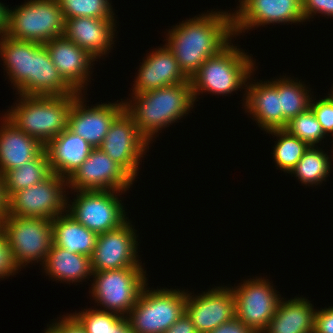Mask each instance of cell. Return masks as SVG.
<instances>
[{"label": "cell", "mask_w": 333, "mask_h": 333, "mask_svg": "<svg viewBox=\"0 0 333 333\" xmlns=\"http://www.w3.org/2000/svg\"><path fill=\"white\" fill-rule=\"evenodd\" d=\"M171 27L164 41L188 80L208 58L217 55L234 37L232 13L223 10L212 9Z\"/></svg>", "instance_id": "obj_1"}, {"label": "cell", "mask_w": 333, "mask_h": 333, "mask_svg": "<svg viewBox=\"0 0 333 333\" xmlns=\"http://www.w3.org/2000/svg\"><path fill=\"white\" fill-rule=\"evenodd\" d=\"M129 100V101H128ZM190 80L186 83L133 94L124 100V110L140 133L151 143L159 131L188 116L194 107Z\"/></svg>", "instance_id": "obj_2"}, {"label": "cell", "mask_w": 333, "mask_h": 333, "mask_svg": "<svg viewBox=\"0 0 333 333\" xmlns=\"http://www.w3.org/2000/svg\"><path fill=\"white\" fill-rule=\"evenodd\" d=\"M81 93L65 96L18 95L4 116L18 129L38 139L45 147L67 129L68 114Z\"/></svg>", "instance_id": "obj_3"}, {"label": "cell", "mask_w": 333, "mask_h": 333, "mask_svg": "<svg viewBox=\"0 0 333 333\" xmlns=\"http://www.w3.org/2000/svg\"><path fill=\"white\" fill-rule=\"evenodd\" d=\"M237 47L230 42L200 66L198 72L190 79L194 101H198L196 99L200 93L226 96L238 89H246V82L256 70V63L252 54L249 55Z\"/></svg>", "instance_id": "obj_4"}, {"label": "cell", "mask_w": 333, "mask_h": 333, "mask_svg": "<svg viewBox=\"0 0 333 333\" xmlns=\"http://www.w3.org/2000/svg\"><path fill=\"white\" fill-rule=\"evenodd\" d=\"M14 264L21 271L28 264L43 265L53 244L52 220L7 214L0 222Z\"/></svg>", "instance_id": "obj_5"}, {"label": "cell", "mask_w": 333, "mask_h": 333, "mask_svg": "<svg viewBox=\"0 0 333 333\" xmlns=\"http://www.w3.org/2000/svg\"><path fill=\"white\" fill-rule=\"evenodd\" d=\"M14 8H8L6 36L40 44L63 36L65 19L57 0H27Z\"/></svg>", "instance_id": "obj_6"}, {"label": "cell", "mask_w": 333, "mask_h": 333, "mask_svg": "<svg viewBox=\"0 0 333 333\" xmlns=\"http://www.w3.org/2000/svg\"><path fill=\"white\" fill-rule=\"evenodd\" d=\"M147 286L127 318L133 333H164L184 314L187 290Z\"/></svg>", "instance_id": "obj_7"}, {"label": "cell", "mask_w": 333, "mask_h": 333, "mask_svg": "<svg viewBox=\"0 0 333 333\" xmlns=\"http://www.w3.org/2000/svg\"><path fill=\"white\" fill-rule=\"evenodd\" d=\"M143 267H128L102 272H93V283L89 291L100 305V310L127 317L147 284Z\"/></svg>", "instance_id": "obj_8"}, {"label": "cell", "mask_w": 333, "mask_h": 333, "mask_svg": "<svg viewBox=\"0 0 333 333\" xmlns=\"http://www.w3.org/2000/svg\"><path fill=\"white\" fill-rule=\"evenodd\" d=\"M74 192H77V194L73 198V202L69 201L70 197L67 195L66 212L97 235L115 230L129 220L122 200L119 198L126 191L92 190Z\"/></svg>", "instance_id": "obj_9"}, {"label": "cell", "mask_w": 333, "mask_h": 333, "mask_svg": "<svg viewBox=\"0 0 333 333\" xmlns=\"http://www.w3.org/2000/svg\"><path fill=\"white\" fill-rule=\"evenodd\" d=\"M67 188L66 178L52 173L42 182L15 192L8 199V214L52 220L66 212Z\"/></svg>", "instance_id": "obj_10"}, {"label": "cell", "mask_w": 333, "mask_h": 333, "mask_svg": "<svg viewBox=\"0 0 333 333\" xmlns=\"http://www.w3.org/2000/svg\"><path fill=\"white\" fill-rule=\"evenodd\" d=\"M269 279L255 277L231 286L235 296V316L255 333H263L281 299Z\"/></svg>", "instance_id": "obj_11"}, {"label": "cell", "mask_w": 333, "mask_h": 333, "mask_svg": "<svg viewBox=\"0 0 333 333\" xmlns=\"http://www.w3.org/2000/svg\"><path fill=\"white\" fill-rule=\"evenodd\" d=\"M66 181L71 191H128L135 180L100 148H92Z\"/></svg>", "instance_id": "obj_12"}, {"label": "cell", "mask_w": 333, "mask_h": 333, "mask_svg": "<svg viewBox=\"0 0 333 333\" xmlns=\"http://www.w3.org/2000/svg\"><path fill=\"white\" fill-rule=\"evenodd\" d=\"M150 142L140 133L132 117L123 110L111 123L99 147L134 180Z\"/></svg>", "instance_id": "obj_13"}, {"label": "cell", "mask_w": 333, "mask_h": 333, "mask_svg": "<svg viewBox=\"0 0 333 333\" xmlns=\"http://www.w3.org/2000/svg\"><path fill=\"white\" fill-rule=\"evenodd\" d=\"M232 13L234 37L252 28L269 24H300L305 22L302 0H239Z\"/></svg>", "instance_id": "obj_14"}, {"label": "cell", "mask_w": 333, "mask_h": 333, "mask_svg": "<svg viewBox=\"0 0 333 333\" xmlns=\"http://www.w3.org/2000/svg\"><path fill=\"white\" fill-rule=\"evenodd\" d=\"M128 220L121 227L99 234L91 257L93 272L142 267L138 253V235Z\"/></svg>", "instance_id": "obj_15"}, {"label": "cell", "mask_w": 333, "mask_h": 333, "mask_svg": "<svg viewBox=\"0 0 333 333\" xmlns=\"http://www.w3.org/2000/svg\"><path fill=\"white\" fill-rule=\"evenodd\" d=\"M87 94L81 93L68 114L67 129L85 139L92 148H99L114 119L124 110V101L86 106ZM85 103V104H84ZM88 107V108H87Z\"/></svg>", "instance_id": "obj_16"}, {"label": "cell", "mask_w": 333, "mask_h": 333, "mask_svg": "<svg viewBox=\"0 0 333 333\" xmlns=\"http://www.w3.org/2000/svg\"><path fill=\"white\" fill-rule=\"evenodd\" d=\"M215 286L198 295L188 293L185 312L197 333H209L235 316V296L231 287Z\"/></svg>", "instance_id": "obj_17"}, {"label": "cell", "mask_w": 333, "mask_h": 333, "mask_svg": "<svg viewBox=\"0 0 333 333\" xmlns=\"http://www.w3.org/2000/svg\"><path fill=\"white\" fill-rule=\"evenodd\" d=\"M249 76L243 95L245 113H249L260 129L267 132L284 129L288 121L280 109V77L272 80L253 82Z\"/></svg>", "instance_id": "obj_18"}, {"label": "cell", "mask_w": 333, "mask_h": 333, "mask_svg": "<svg viewBox=\"0 0 333 333\" xmlns=\"http://www.w3.org/2000/svg\"><path fill=\"white\" fill-rule=\"evenodd\" d=\"M45 47L63 80L75 92L85 94L93 62L98 60L64 36L46 42Z\"/></svg>", "instance_id": "obj_19"}, {"label": "cell", "mask_w": 333, "mask_h": 333, "mask_svg": "<svg viewBox=\"0 0 333 333\" xmlns=\"http://www.w3.org/2000/svg\"><path fill=\"white\" fill-rule=\"evenodd\" d=\"M115 18L77 17L65 20L63 36L86 50L95 59H101L115 44Z\"/></svg>", "instance_id": "obj_20"}, {"label": "cell", "mask_w": 333, "mask_h": 333, "mask_svg": "<svg viewBox=\"0 0 333 333\" xmlns=\"http://www.w3.org/2000/svg\"><path fill=\"white\" fill-rule=\"evenodd\" d=\"M139 66L131 95L189 81L166 44L149 52Z\"/></svg>", "instance_id": "obj_21"}, {"label": "cell", "mask_w": 333, "mask_h": 333, "mask_svg": "<svg viewBox=\"0 0 333 333\" xmlns=\"http://www.w3.org/2000/svg\"><path fill=\"white\" fill-rule=\"evenodd\" d=\"M75 91L63 80L50 59L45 44L32 42L30 73L27 76V95L65 96Z\"/></svg>", "instance_id": "obj_22"}, {"label": "cell", "mask_w": 333, "mask_h": 333, "mask_svg": "<svg viewBox=\"0 0 333 333\" xmlns=\"http://www.w3.org/2000/svg\"><path fill=\"white\" fill-rule=\"evenodd\" d=\"M3 117V118H2ZM0 124V174L24 165L46 147L36 138L18 129L5 116Z\"/></svg>", "instance_id": "obj_23"}, {"label": "cell", "mask_w": 333, "mask_h": 333, "mask_svg": "<svg viewBox=\"0 0 333 333\" xmlns=\"http://www.w3.org/2000/svg\"><path fill=\"white\" fill-rule=\"evenodd\" d=\"M315 312L306 297L296 296L290 300L282 297L263 333H314Z\"/></svg>", "instance_id": "obj_24"}, {"label": "cell", "mask_w": 333, "mask_h": 333, "mask_svg": "<svg viewBox=\"0 0 333 333\" xmlns=\"http://www.w3.org/2000/svg\"><path fill=\"white\" fill-rule=\"evenodd\" d=\"M91 149L85 139L66 129L46 146L52 172L67 179L88 157Z\"/></svg>", "instance_id": "obj_25"}, {"label": "cell", "mask_w": 333, "mask_h": 333, "mask_svg": "<svg viewBox=\"0 0 333 333\" xmlns=\"http://www.w3.org/2000/svg\"><path fill=\"white\" fill-rule=\"evenodd\" d=\"M42 267L51 280L69 285L89 280L93 275L91 257L70 253L54 243Z\"/></svg>", "instance_id": "obj_26"}, {"label": "cell", "mask_w": 333, "mask_h": 333, "mask_svg": "<svg viewBox=\"0 0 333 333\" xmlns=\"http://www.w3.org/2000/svg\"><path fill=\"white\" fill-rule=\"evenodd\" d=\"M32 41L0 37V57L4 70L18 95H27V76L30 73Z\"/></svg>", "instance_id": "obj_27"}, {"label": "cell", "mask_w": 333, "mask_h": 333, "mask_svg": "<svg viewBox=\"0 0 333 333\" xmlns=\"http://www.w3.org/2000/svg\"><path fill=\"white\" fill-rule=\"evenodd\" d=\"M53 243L70 253L92 257L97 234L80 224L67 212L52 219Z\"/></svg>", "instance_id": "obj_28"}, {"label": "cell", "mask_w": 333, "mask_h": 333, "mask_svg": "<svg viewBox=\"0 0 333 333\" xmlns=\"http://www.w3.org/2000/svg\"><path fill=\"white\" fill-rule=\"evenodd\" d=\"M52 173L48 152L45 148L37 157L3 175L8 199L15 192L42 182Z\"/></svg>", "instance_id": "obj_29"}, {"label": "cell", "mask_w": 333, "mask_h": 333, "mask_svg": "<svg viewBox=\"0 0 333 333\" xmlns=\"http://www.w3.org/2000/svg\"><path fill=\"white\" fill-rule=\"evenodd\" d=\"M318 148V146H310L296 166L290 171V175H294L302 185L317 186L326 182L333 168L330 161V155ZM331 166V167H330Z\"/></svg>", "instance_id": "obj_30"}, {"label": "cell", "mask_w": 333, "mask_h": 333, "mask_svg": "<svg viewBox=\"0 0 333 333\" xmlns=\"http://www.w3.org/2000/svg\"><path fill=\"white\" fill-rule=\"evenodd\" d=\"M70 314L86 333H133L128 318L117 313L89 308Z\"/></svg>", "instance_id": "obj_31"}, {"label": "cell", "mask_w": 333, "mask_h": 333, "mask_svg": "<svg viewBox=\"0 0 333 333\" xmlns=\"http://www.w3.org/2000/svg\"><path fill=\"white\" fill-rule=\"evenodd\" d=\"M267 133L276 136L278 140L273 147V161L277 164L275 166L289 174L310 146L285 129H274Z\"/></svg>", "instance_id": "obj_32"}, {"label": "cell", "mask_w": 333, "mask_h": 333, "mask_svg": "<svg viewBox=\"0 0 333 333\" xmlns=\"http://www.w3.org/2000/svg\"><path fill=\"white\" fill-rule=\"evenodd\" d=\"M283 77H280V109L283 117L289 121L310 108L313 95L311 89L298 78L294 80L291 77L286 78V75Z\"/></svg>", "instance_id": "obj_33"}, {"label": "cell", "mask_w": 333, "mask_h": 333, "mask_svg": "<svg viewBox=\"0 0 333 333\" xmlns=\"http://www.w3.org/2000/svg\"><path fill=\"white\" fill-rule=\"evenodd\" d=\"M64 19L77 17L115 18L110 0H57Z\"/></svg>", "instance_id": "obj_34"}, {"label": "cell", "mask_w": 333, "mask_h": 333, "mask_svg": "<svg viewBox=\"0 0 333 333\" xmlns=\"http://www.w3.org/2000/svg\"><path fill=\"white\" fill-rule=\"evenodd\" d=\"M284 129L309 146H318L317 144H321L322 140L326 138L321 124L311 108L290 119Z\"/></svg>", "instance_id": "obj_35"}, {"label": "cell", "mask_w": 333, "mask_h": 333, "mask_svg": "<svg viewBox=\"0 0 333 333\" xmlns=\"http://www.w3.org/2000/svg\"><path fill=\"white\" fill-rule=\"evenodd\" d=\"M311 97L310 108L314 112L318 122L321 124L322 130L325 135H332L333 142V101L329 96L316 100ZM316 100V101H315Z\"/></svg>", "instance_id": "obj_36"}, {"label": "cell", "mask_w": 333, "mask_h": 333, "mask_svg": "<svg viewBox=\"0 0 333 333\" xmlns=\"http://www.w3.org/2000/svg\"><path fill=\"white\" fill-rule=\"evenodd\" d=\"M19 269L14 264L12 253L5 235L0 231V279L16 275ZM16 273V274H15Z\"/></svg>", "instance_id": "obj_37"}, {"label": "cell", "mask_w": 333, "mask_h": 333, "mask_svg": "<svg viewBox=\"0 0 333 333\" xmlns=\"http://www.w3.org/2000/svg\"><path fill=\"white\" fill-rule=\"evenodd\" d=\"M302 11L305 21L311 17L314 18L317 14L332 18L333 0H302Z\"/></svg>", "instance_id": "obj_38"}, {"label": "cell", "mask_w": 333, "mask_h": 333, "mask_svg": "<svg viewBox=\"0 0 333 333\" xmlns=\"http://www.w3.org/2000/svg\"><path fill=\"white\" fill-rule=\"evenodd\" d=\"M64 316V317H63ZM62 318L56 319L53 323L47 325L46 333H86L80 323L71 315H63ZM58 320V321H57Z\"/></svg>", "instance_id": "obj_39"}, {"label": "cell", "mask_w": 333, "mask_h": 333, "mask_svg": "<svg viewBox=\"0 0 333 333\" xmlns=\"http://www.w3.org/2000/svg\"><path fill=\"white\" fill-rule=\"evenodd\" d=\"M314 333H333V306L316 309Z\"/></svg>", "instance_id": "obj_40"}, {"label": "cell", "mask_w": 333, "mask_h": 333, "mask_svg": "<svg viewBox=\"0 0 333 333\" xmlns=\"http://www.w3.org/2000/svg\"><path fill=\"white\" fill-rule=\"evenodd\" d=\"M209 333H255L250 327L246 326L236 316L231 320L221 324Z\"/></svg>", "instance_id": "obj_41"}, {"label": "cell", "mask_w": 333, "mask_h": 333, "mask_svg": "<svg viewBox=\"0 0 333 333\" xmlns=\"http://www.w3.org/2000/svg\"><path fill=\"white\" fill-rule=\"evenodd\" d=\"M164 333H197L195 325L186 312Z\"/></svg>", "instance_id": "obj_42"}, {"label": "cell", "mask_w": 333, "mask_h": 333, "mask_svg": "<svg viewBox=\"0 0 333 333\" xmlns=\"http://www.w3.org/2000/svg\"><path fill=\"white\" fill-rule=\"evenodd\" d=\"M8 214V197L5 192V183L3 176L0 174V222Z\"/></svg>", "instance_id": "obj_43"}, {"label": "cell", "mask_w": 333, "mask_h": 333, "mask_svg": "<svg viewBox=\"0 0 333 333\" xmlns=\"http://www.w3.org/2000/svg\"><path fill=\"white\" fill-rule=\"evenodd\" d=\"M8 6L0 2V37L7 32Z\"/></svg>", "instance_id": "obj_44"}, {"label": "cell", "mask_w": 333, "mask_h": 333, "mask_svg": "<svg viewBox=\"0 0 333 333\" xmlns=\"http://www.w3.org/2000/svg\"><path fill=\"white\" fill-rule=\"evenodd\" d=\"M328 95H329L330 99L333 101V86H332L331 92Z\"/></svg>", "instance_id": "obj_45"}]
</instances>
